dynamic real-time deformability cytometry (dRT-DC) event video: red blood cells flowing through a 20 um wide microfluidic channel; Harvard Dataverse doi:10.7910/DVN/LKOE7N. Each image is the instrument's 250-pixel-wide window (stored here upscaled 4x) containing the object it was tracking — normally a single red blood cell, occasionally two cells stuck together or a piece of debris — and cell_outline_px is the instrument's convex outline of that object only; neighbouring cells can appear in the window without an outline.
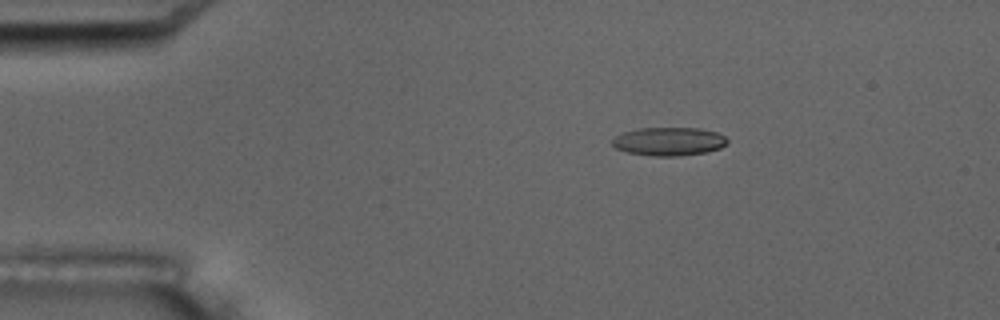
{"species": "common noctule bat (a hibernating species)", "species_latin": "Nyctalus noctula", "temperature_condition": "room temperature", "stored_images_in_passage": 5, "camera_frame_rate_fps": 3000, "um_per_image_px": 0.085, "animal": {"sex": "male", "body_mass_g": 17.5, "forearm_length_mm": 52.3}, "frame": {"image": 1, "passage_image": 3, "time_ms": 2.333, "image_size_px": [1000, 320], "cell_outline_px": [[728, 140], [720, 148], [708, 152], [680, 156], [652, 156], [628, 152], [616, 148], [612, 144], [612, 140], [616, 136], [624, 132], [640, 128], [700, 128], [716, 132], [724, 136]], "centroid_in_image_um": [56.86, 12.02], "position_along_channel_um": 28.1, "area_um2": 18.96}}